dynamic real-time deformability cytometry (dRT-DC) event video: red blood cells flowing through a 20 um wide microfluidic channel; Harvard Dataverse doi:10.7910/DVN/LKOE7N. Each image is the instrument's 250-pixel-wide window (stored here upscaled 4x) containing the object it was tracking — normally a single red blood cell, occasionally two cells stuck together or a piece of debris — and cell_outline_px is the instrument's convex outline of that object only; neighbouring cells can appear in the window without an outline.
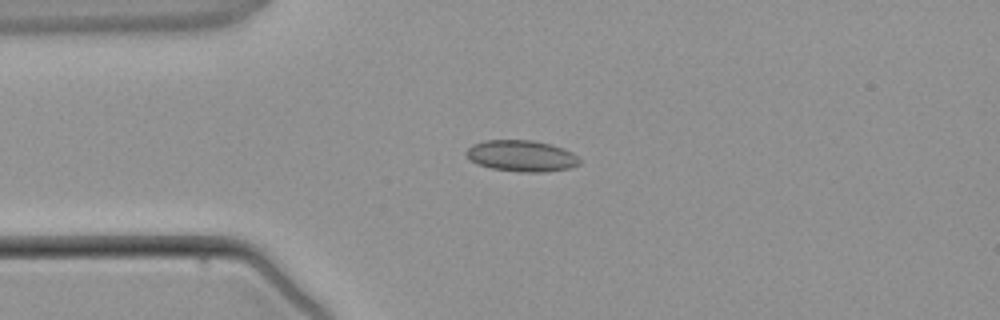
{"species": "common noctule bat (a hibernating species)", "species_latin": "Nyctalus noctula", "temperature_condition": "warm", "stored_images_in_passage": 2, "camera_frame_rate_fps": 3000, "um_per_image_px": 0.085, "animal": {"sex": "male", "body_mass_g": 21.5, "forearm_length_mm": 52.0}, "frame": {"image": 1, "passage_image": 2, "time_ms": 1.333, "image_size_px": [1000, 320], "cell_outline_px": [[580, 164], [568, 168], [544, 172], [520, 172], [492, 168], [476, 164], [464, 152], [472, 144], [484, 140], [532, 140], [552, 144], [564, 148], [572, 152], [580, 160]], "centroid_in_image_um": [44.33, 13.24], "position_along_channel_um": 40.7, "area_um2": 20.69}}